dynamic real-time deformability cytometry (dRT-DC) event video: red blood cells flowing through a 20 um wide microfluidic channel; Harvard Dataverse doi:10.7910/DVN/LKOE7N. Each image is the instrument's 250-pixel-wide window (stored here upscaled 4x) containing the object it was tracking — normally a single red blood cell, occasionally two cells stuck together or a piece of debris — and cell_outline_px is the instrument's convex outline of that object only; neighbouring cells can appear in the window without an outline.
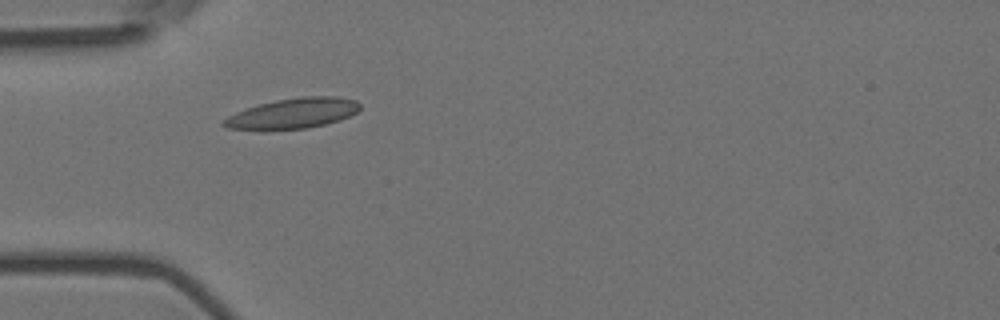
{"species": "Egyptian fruit bat (a non-hibernating species)", "species_latin": "Rousettus aegyptiacus", "temperature_condition": "room temperature", "stored_images_in_passage": 14, "camera_frame_rate_fps": 3000, "um_per_image_px": 0.085, "animal": {"sex": "female"}, "frame": {"image": 1, "passage_image": 4, "time_ms": 1.0, "image_size_px": [1000, 320], "cell_outline_px": [[360, 108], [356, 112], [340, 120], [308, 128], [264, 132], [228, 128], [220, 124], [228, 116], [236, 112], [260, 104], [276, 100], [300, 96], [336, 96], [356, 100], [360, 104]], "centroid_in_image_um": [24.85, 9.67], "position_along_channel_um": 60.1, "area_um2": 24.57}}
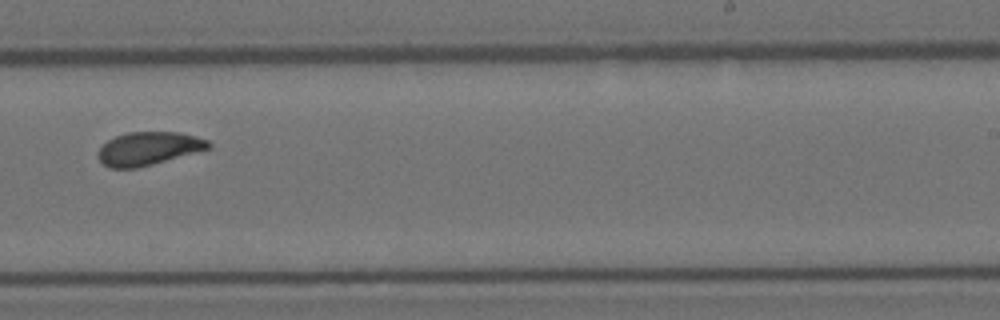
{"frame": {"image": 2, "passage_image": 9, "time_ms": 2.667, "image_size_px": [1000, 320], "cell_outline_px": [[212, 144], [208, 148], [152, 164], [136, 168], [108, 168], [96, 156], [96, 152], [108, 140], [116, 136], [128, 132], [180, 132], [208, 140]], "centroid_in_image_um": [12.57, 12.62], "position_along_channel_um": 276.4, "area_um2": 21.1}}
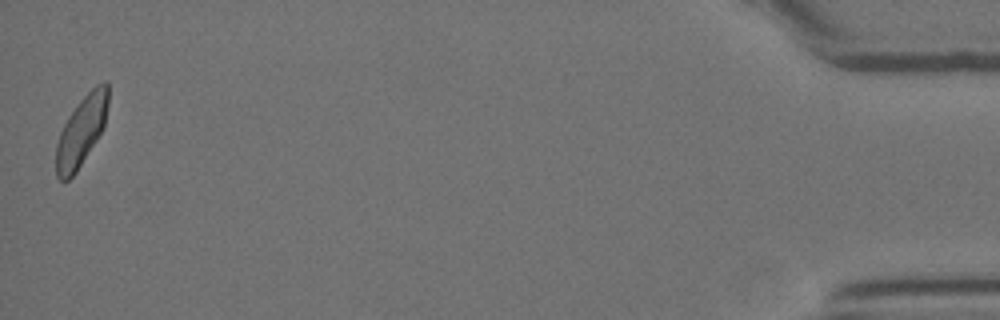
{"frame": {"image": 3, "passage_image": 14, "time_ms": 4.333, "image_size_px": [1000, 320], "cell_outline_px": [[108, 104], [104, 124], [96, 140], [76, 172], [68, 180], [60, 180], [56, 176], [56, 144], [60, 132], [68, 116], [80, 100], [96, 84], [104, 80], [108, 80]], "centroid_in_image_um": [6.91, 11.11], "position_along_channel_um": 428.3, "area_um2": 20.98}}